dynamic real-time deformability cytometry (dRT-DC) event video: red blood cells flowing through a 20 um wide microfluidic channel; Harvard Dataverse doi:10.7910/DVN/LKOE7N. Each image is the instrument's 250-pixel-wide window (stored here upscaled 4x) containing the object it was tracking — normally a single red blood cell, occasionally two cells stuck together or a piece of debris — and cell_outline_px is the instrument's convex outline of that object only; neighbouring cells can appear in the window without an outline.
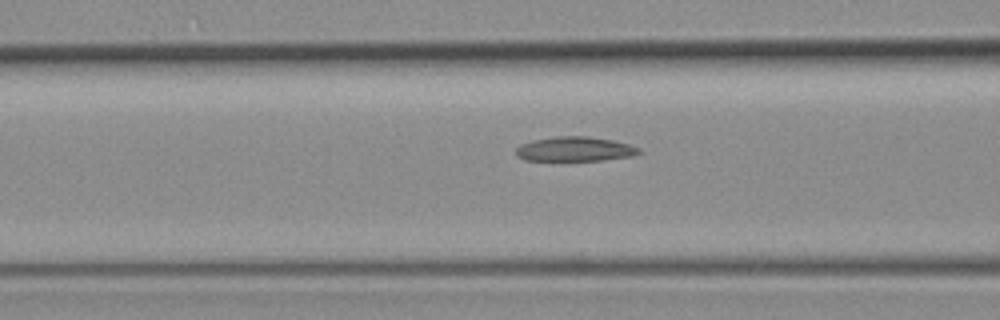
{"species": "common noctule bat (a hibernating species)", "species_latin": "Nyctalus noctula", "temperature_condition": "room temperature", "stored_images_in_passage": 22, "camera_frame_rate_fps": 3000, "um_per_image_px": 0.085, "animal": {"sex": "female", "body_mass_g": 19.3, "forearm_length_mm": 54.1}, "frame": {"image": 1, "passage_image": 16, "time_ms": 5.0, "image_size_px": [1000, 320], "cell_outline_px": [[640, 152], [632, 156], [600, 160], [524, 160], [516, 156], [516, 148], [520, 144], [532, 140], [552, 136], [588, 136], [612, 140], [628, 144], [640, 148]], "centroid_in_image_um": [48.82, 12.66], "position_along_channel_um": 117.8, "area_um2": 17.57}}
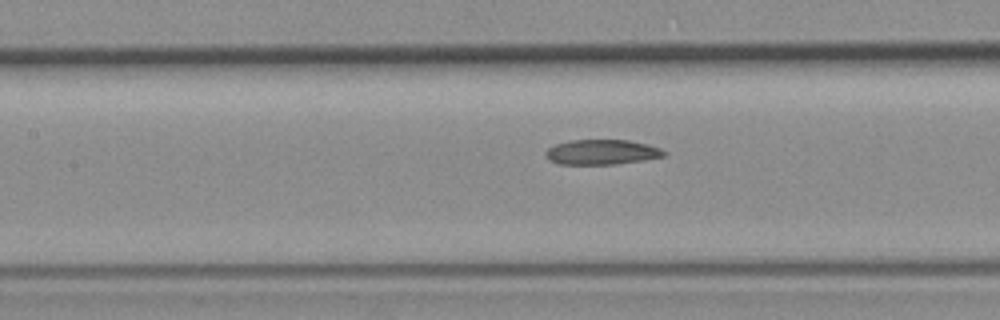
{"frame": {"image": 2, "passage_image": 19, "time_ms": 6.0, "image_size_px": [1000, 320], "cell_outline_px": [[668, 152], [664, 156], [644, 160], [616, 164], [560, 164], [548, 160], [544, 152], [548, 148], [556, 144], [572, 140], [628, 140], [648, 144], [660, 148]], "centroid_in_image_um": [51.16, 12.93], "position_along_channel_um": 156.2, "area_um2": 17.28}}